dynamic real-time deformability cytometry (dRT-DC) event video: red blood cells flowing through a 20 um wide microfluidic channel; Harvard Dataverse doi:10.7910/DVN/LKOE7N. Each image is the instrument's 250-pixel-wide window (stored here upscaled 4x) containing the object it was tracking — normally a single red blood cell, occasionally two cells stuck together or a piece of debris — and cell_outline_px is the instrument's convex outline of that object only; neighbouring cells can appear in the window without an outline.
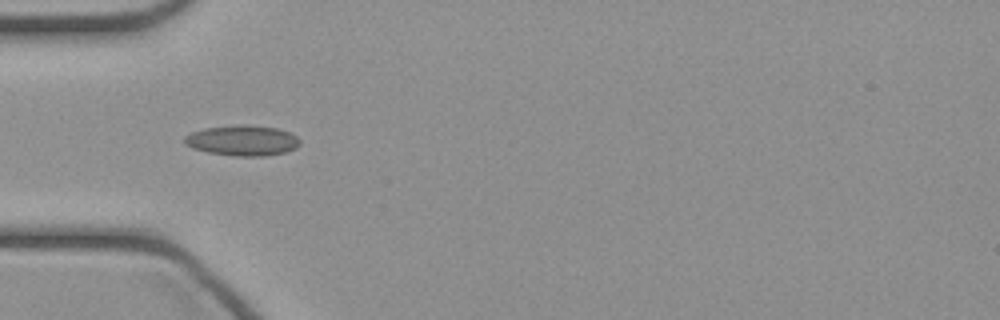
{"species": "common noctule bat (a hibernating species)", "species_latin": "Nyctalus noctula", "temperature_condition": "cold", "stored_images_in_passage": 26, "camera_frame_rate_fps": 3000, "um_per_image_px": 0.085, "animal": {"sex": "female", "body_mass_g": 21.9}, "frame": {"image": 1, "passage_image": 1, "time_ms": 0.0, "image_size_px": [1000, 320], "cell_outline_px": [[300, 144], [296, 148], [284, 152], [264, 156], [232, 156], [208, 152], [192, 148], [184, 144], [184, 136], [192, 132], [204, 128], [276, 128], [288, 132], [296, 136], [300, 140]], "centroid_in_image_um": [20.59, 12.01], "position_along_channel_um": 64.4, "area_um2": 19.42}}
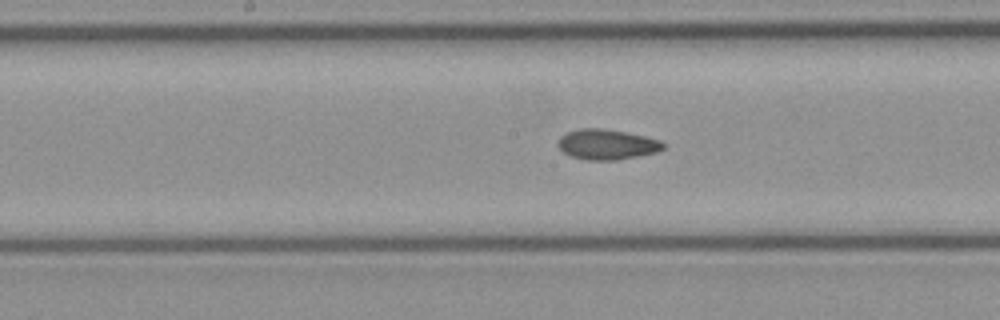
{"frame": {"image": 2, "passage_image": 10, "time_ms": 3.0, "image_size_px": [1000, 320], "cell_outline_px": [[664, 148], [656, 152], [616, 160], [588, 160], [572, 156], [564, 152], [560, 148], [560, 136], [568, 132], [580, 128], [600, 128], [624, 132], [644, 136], [660, 140], [664, 144]], "centroid_in_image_um": [51.6, 12.27], "position_along_channel_um": 196.6, "area_um2": 18.15}}
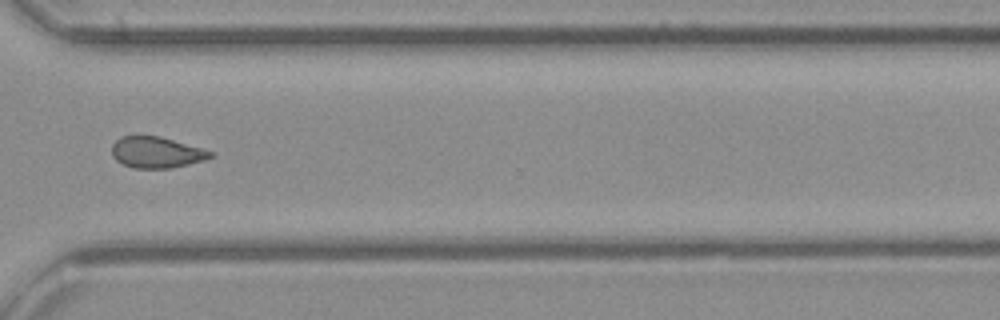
{"frame": {"image": 3, "passage_image": 21, "time_ms": 6.667, "image_size_px": [1000, 320], "cell_outline_px": [[212, 156], [204, 160], [188, 164], [168, 168], [132, 168], [116, 160], [112, 156], [112, 144], [120, 136], [160, 136], [200, 148], [212, 152]], "centroid_in_image_um": [13.24, 12.95], "position_along_channel_um": 357.4, "area_um2": 17.63}}